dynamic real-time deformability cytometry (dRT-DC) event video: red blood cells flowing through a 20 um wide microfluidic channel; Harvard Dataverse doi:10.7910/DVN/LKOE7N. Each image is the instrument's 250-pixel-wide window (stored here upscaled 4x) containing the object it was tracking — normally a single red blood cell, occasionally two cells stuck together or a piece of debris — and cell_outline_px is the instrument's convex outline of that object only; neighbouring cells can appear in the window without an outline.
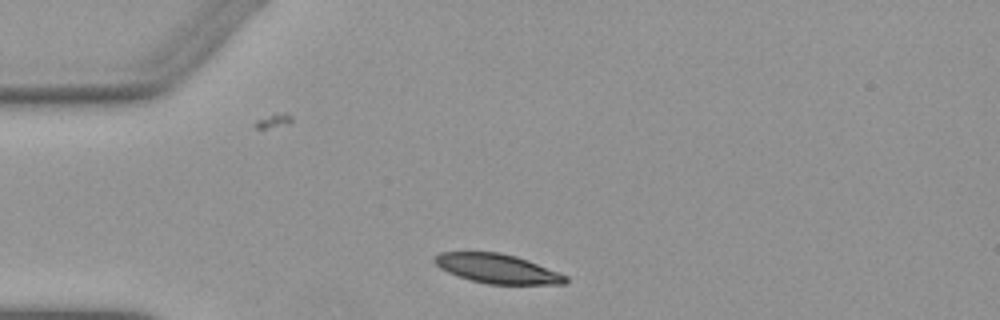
{"species": "Egyptian fruit bat (a non-hibernating species)", "species_latin": "Rousettus aegyptiacus", "temperature_condition": "warm", "stored_images_in_passage": 41, "camera_frame_rate_fps": 3000, "um_per_image_px": 0.085, "animal": {"sex": "female"}, "frame": {"image": 1, "passage_image": 1, "time_ms": 0.0, "image_size_px": [1000, 320], "cell_outline_px": [[568, 280], [564, 284], [488, 284], [472, 280], [448, 272], [440, 268], [432, 260], [440, 252], [500, 252], [516, 256], [528, 260], [568, 276]], "centroid_in_image_um": [42.28, 22.83], "position_along_channel_um": 42.7, "area_um2": 22.2}}
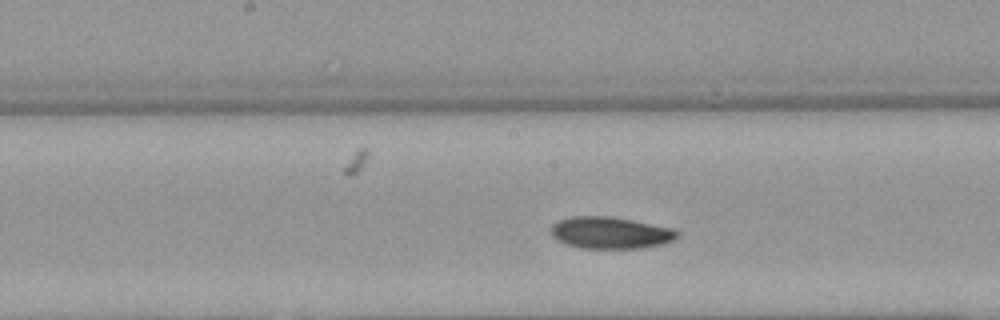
{"frame": {"image": 2, "passage_image": 15, "time_ms": 4.667, "image_size_px": [1000, 320], "cell_outline_px": [[680, 232], [672, 240], [664, 244], [644, 248], [580, 248], [564, 244], [552, 236], [548, 228], [552, 224], [560, 220], [572, 216], [612, 216], [676, 228]], "centroid_in_image_um": [51.88, 19.78], "position_along_channel_um": 196.3, "area_um2": 23.81}}
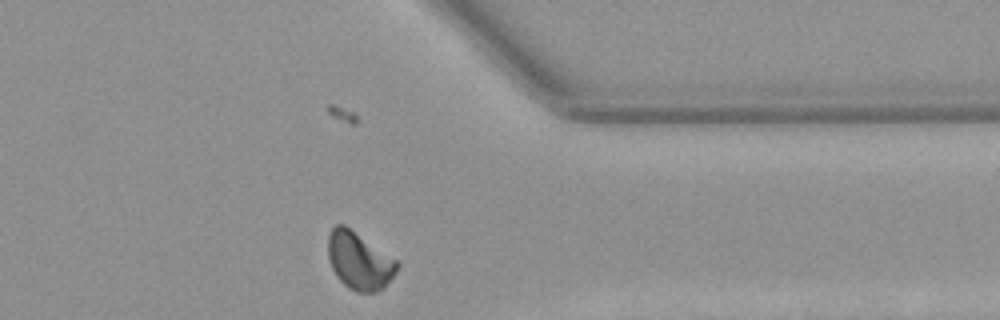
{"frame": {"image": 3, "passage_image": 30, "time_ms": 9.667, "image_size_px": [1000, 320], "cell_outline_px": [[400, 264], [396, 272], [384, 288], [376, 292], [356, 292], [348, 288], [336, 276], [332, 268], [328, 256], [328, 236], [332, 228], [336, 224], [344, 224], [396, 260]], "centroid_in_image_um": [30.52, 22.18], "position_along_channel_um": 380.9, "area_um2": 22.95}, "authors_computed_cell_mechanics": {"area_um2": 22.7732, "velocity_mm_per_s": 3.8587, "shape_relaxation_time_tau1_ms": 6.7181, "shape_relaxation_time_tau2_ms": 10.919, "deformation_change_tau1": 0.1483, "deformation_change_tau2": 0.1254}}